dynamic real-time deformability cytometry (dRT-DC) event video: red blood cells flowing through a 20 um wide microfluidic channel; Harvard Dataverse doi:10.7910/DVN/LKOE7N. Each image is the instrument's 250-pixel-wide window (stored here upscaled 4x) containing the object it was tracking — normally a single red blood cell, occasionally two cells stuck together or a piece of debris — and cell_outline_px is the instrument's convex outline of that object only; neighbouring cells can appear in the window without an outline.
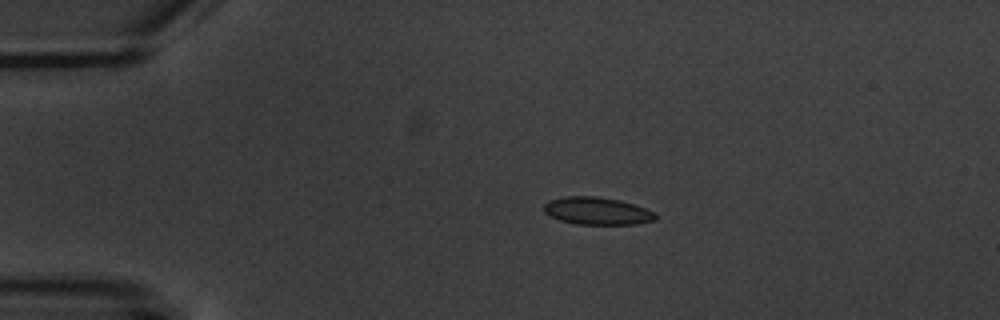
{"species": "common noctule bat (a hibernating species)", "species_latin": "Nyctalus noctula", "temperature_condition": "warm", "stored_images_in_passage": 7, "camera_frame_rate_fps": 3000, "um_per_image_px": 0.085, "animal": {"sex": "male", "body_mass_g": 20.1, "forearm_length_mm": 53.5}, "frame": {"image": 1, "passage_image": 4, "time_ms": 3.667, "image_size_px": [1000, 320], "cell_outline_px": [[656, 220], [636, 224], [576, 224], [560, 220], [544, 212], [544, 204], [548, 200], [564, 196], [596, 196], [620, 200], [656, 212]], "centroid_in_image_um": [50.75, 17.92], "position_along_channel_um": 34.3, "area_um2": 17.86}}
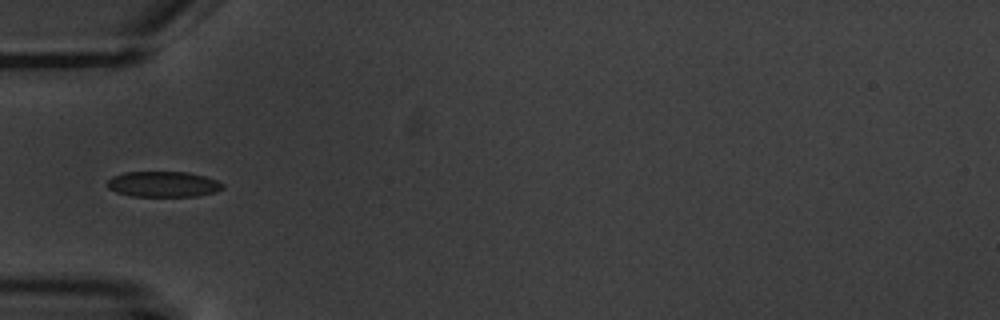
{"frame": {"image": 2, "passage_image": 6, "time_ms": 6.0, "image_size_px": [1000, 320], "cell_outline_px": [[224, 188], [216, 192], [196, 196], [132, 196], [116, 192], [108, 188], [108, 180], [112, 176], [124, 172], [188, 172], [204, 176], [216, 180], [224, 184]], "centroid_in_image_um": [13.88, 15.65], "position_along_channel_um": 71.1, "area_um2": 17.22}}